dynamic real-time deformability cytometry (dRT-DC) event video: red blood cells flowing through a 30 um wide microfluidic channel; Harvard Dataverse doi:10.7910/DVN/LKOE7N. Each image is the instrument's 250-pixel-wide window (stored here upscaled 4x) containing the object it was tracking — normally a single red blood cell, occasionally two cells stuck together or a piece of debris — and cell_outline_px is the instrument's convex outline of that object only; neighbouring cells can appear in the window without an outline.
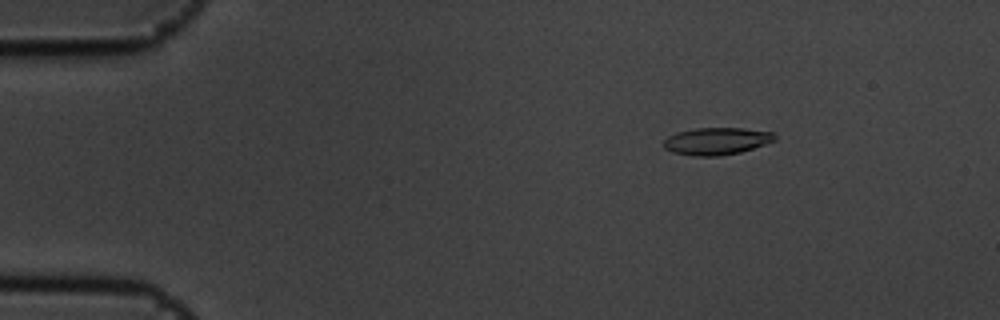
{"species": "common noctule bat (a hibernating species)", "species_latin": "Nyctalus noctula", "temperature_condition": "cold", "stored_images_in_passage": 57, "camera_frame_rate_fps": 3000, "um_per_image_px": 0.085, "animal": {"sex": "male", "body_mass_g": 19.5, "forearm_length_mm": 54.6}, "frame": {"image": 1, "passage_image": 9, "time_ms": 2.667, "image_size_px": [1000, 320], "cell_outline_px": [[776, 140], [740, 152], [716, 156], [692, 156], [672, 152], [664, 148], [664, 140], [668, 136], [676, 132], [696, 128], [744, 128], [772, 132], [776, 136]], "centroid_in_image_um": [60.88, 11.99], "position_along_channel_um": 24.1, "area_um2": 17.57}}
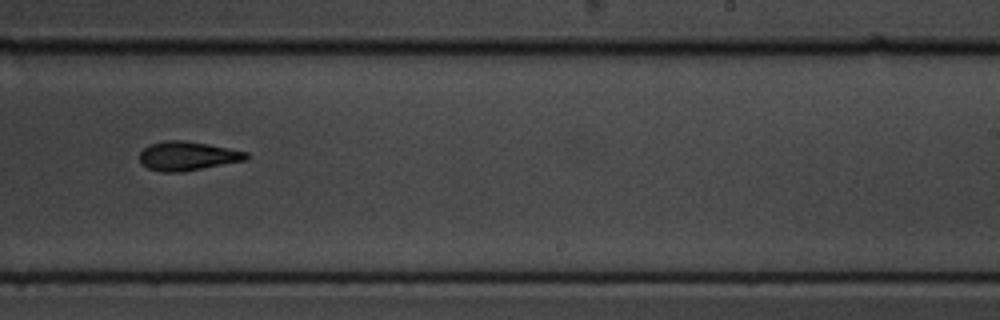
{"frame": {"image": 2, "passage_image": 36, "time_ms": 11.667, "image_size_px": [1000, 320], "cell_outline_px": [[248, 160], [180, 172], [160, 172], [148, 168], [140, 160], [140, 152], [148, 144], [164, 140], [184, 140], [208, 144], [248, 152]], "centroid_in_image_um": [15.94, 13.25], "position_along_channel_um": 273.1, "area_um2": 18.03}}
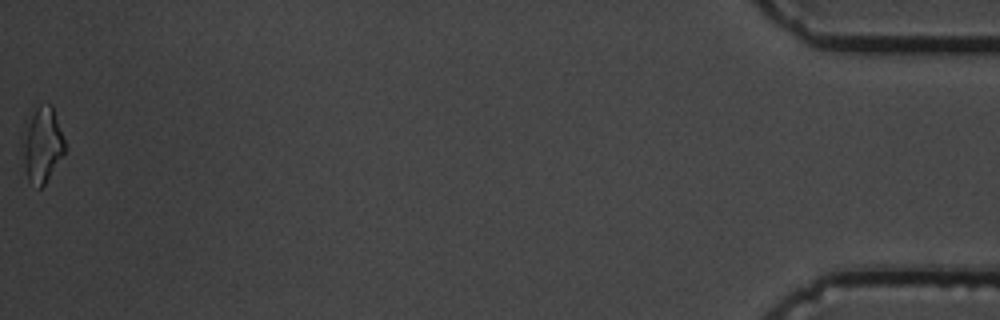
{"frame": {"image": 3, "passage_image": 57, "time_ms": 18.667, "image_size_px": [1000, 320], "cell_outline_px": [[64, 152], [44, 184], [40, 188], [36, 188], [28, 180], [24, 168], [20, 140], [36, 108], [40, 104], [52, 104], [64, 140]], "centroid_in_image_um": [3.55, 12.33], "position_along_channel_um": 431.6, "area_um2": 18.21}, "authors_computed_cell_mechanics": {"area_um2": 17.918, "velocity_mm_per_s": 3.6059, "shape_relaxation_time_tau1_ms": 4.1688, "shape_relaxation_time_tau2_ms": 3.0875, "deformation_change_tau1": 0.1458, "deformation_change_tau2": 0.1076}}